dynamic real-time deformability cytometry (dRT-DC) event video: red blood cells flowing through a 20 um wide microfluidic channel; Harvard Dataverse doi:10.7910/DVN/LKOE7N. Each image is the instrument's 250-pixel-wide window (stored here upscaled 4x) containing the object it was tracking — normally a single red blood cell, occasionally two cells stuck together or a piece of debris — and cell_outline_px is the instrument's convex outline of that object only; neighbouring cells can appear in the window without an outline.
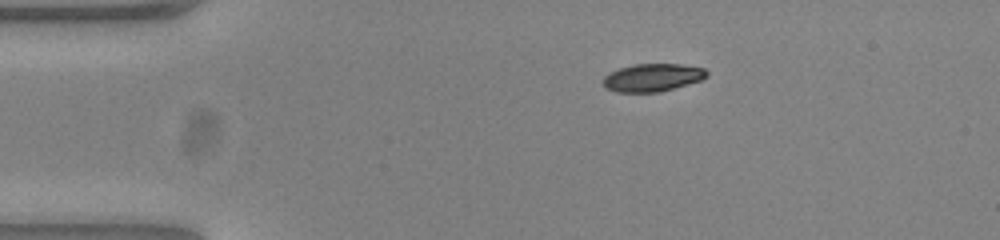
{"species": "common noctule bat (a hibernating species)", "species_latin": "Nyctalus noctula", "temperature_condition": "warm", "stored_images_in_passage": 44, "camera_frame_rate_fps": 3000, "um_per_image_px": 0.085, "animal": {"sex": "female", "body_mass_g": 23.0, "forearm_length_mm": 53.4}, "frame": {"image": 1, "passage_image": 1, "time_ms": 0.0, "image_size_px": [1000, 240], "cell_outline_px": [[708, 76], [700, 80], [660, 92], [616, 92], [604, 88], [604, 76], [608, 72], [620, 68], [636, 64], [680, 64], [704, 68], [708, 72]], "centroid_in_image_um": [55.44, 6.59], "position_along_channel_um": 29.6, "area_um2": 16.76}}
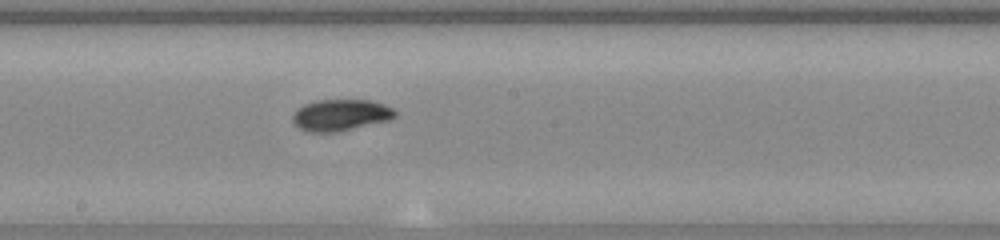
{"frame": {"image": 2, "passage_image": 20, "time_ms": 6.333, "image_size_px": [1000, 240], "cell_outline_px": [[396, 116], [388, 120], [340, 132], [308, 132], [300, 128], [292, 120], [292, 116], [304, 104], [316, 100], [372, 100], [384, 104], [392, 108], [396, 112]], "centroid_in_image_um": [28.97, 9.78], "position_along_channel_um": 219.2, "area_um2": 18.73}}
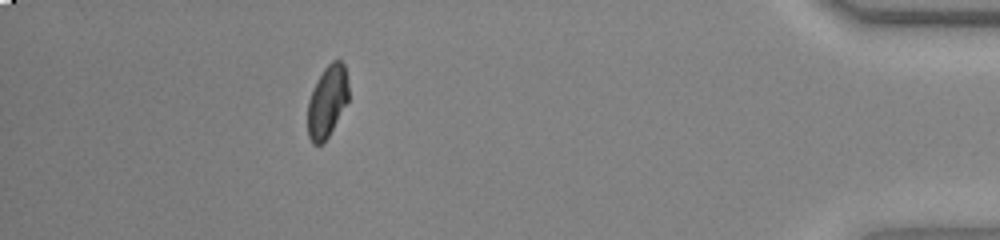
{"frame": {"image": 3, "passage_image": 39, "time_ms": 12.667, "image_size_px": [1000, 240], "cell_outline_px": [[348, 100], [328, 136], [320, 144], [312, 144], [308, 136], [308, 100], [324, 68], [332, 60], [340, 60], [344, 64], [348, 84]], "centroid_in_image_um": [27.81, 8.61], "position_along_channel_um": 407.4, "area_um2": 16.7}, "authors_computed_cell_mechanics": {"area_um2": 18.4093, "velocity_mm_per_s": 3.847, "shape_relaxation_time_tau1_ms": 6.3757, "shape_relaxation_time_tau2_ms": 1.8325, "deformation_change_tau1": 0.2081, "deformation_change_tau2": 0.0455}}